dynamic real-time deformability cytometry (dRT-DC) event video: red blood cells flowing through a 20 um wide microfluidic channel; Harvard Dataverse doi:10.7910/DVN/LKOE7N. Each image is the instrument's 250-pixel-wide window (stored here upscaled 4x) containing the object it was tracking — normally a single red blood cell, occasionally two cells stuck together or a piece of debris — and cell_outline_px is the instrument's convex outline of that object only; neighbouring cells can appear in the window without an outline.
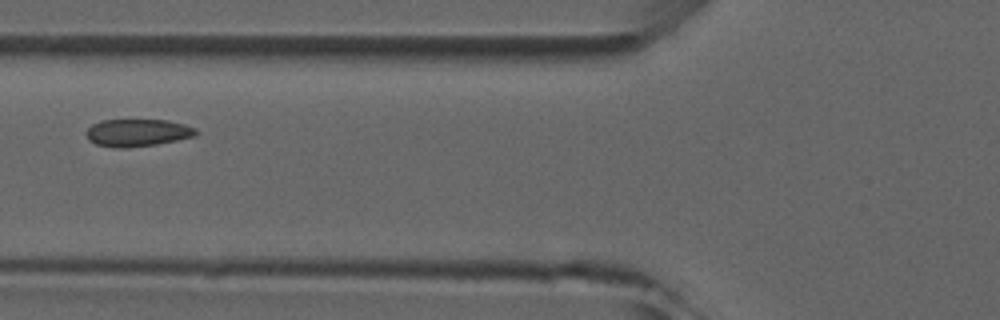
{"species": "common noctule bat (a hibernating species)", "species_latin": "Nyctalus noctula", "temperature_condition": "room temperature", "stored_images_in_passage": 5, "camera_frame_rate_fps": 3000, "um_per_image_px": 0.085, "animal": {"sex": "male", "forearm_length_mm": 52.5}, "frame": {"image": 1, "passage_image": 4, "time_ms": 3.667, "image_size_px": [1000, 320], "cell_outline_px": [[200, 132], [196, 136], [156, 144], [128, 148], [112, 148], [96, 144], [88, 140], [84, 132], [92, 124], [104, 120], [168, 120], [184, 124], [196, 128]], "centroid_in_image_um": [11.68, 11.29], "position_along_channel_um": 114.1, "area_um2": 17.74}}
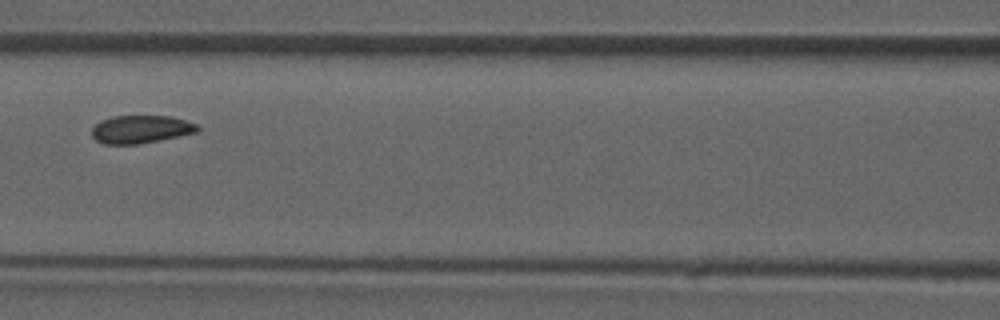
{"frame": {"image": 2, "passage_image": 5, "time_ms": 4.667, "image_size_px": [1000, 320], "cell_outline_px": [[200, 128], [196, 132], [136, 144], [104, 144], [96, 140], [92, 136], [92, 128], [100, 120], [112, 116], [172, 116], [196, 124]], "centroid_in_image_um": [11.92, 10.97], "position_along_channel_um": 154.7, "area_um2": 16.94}}